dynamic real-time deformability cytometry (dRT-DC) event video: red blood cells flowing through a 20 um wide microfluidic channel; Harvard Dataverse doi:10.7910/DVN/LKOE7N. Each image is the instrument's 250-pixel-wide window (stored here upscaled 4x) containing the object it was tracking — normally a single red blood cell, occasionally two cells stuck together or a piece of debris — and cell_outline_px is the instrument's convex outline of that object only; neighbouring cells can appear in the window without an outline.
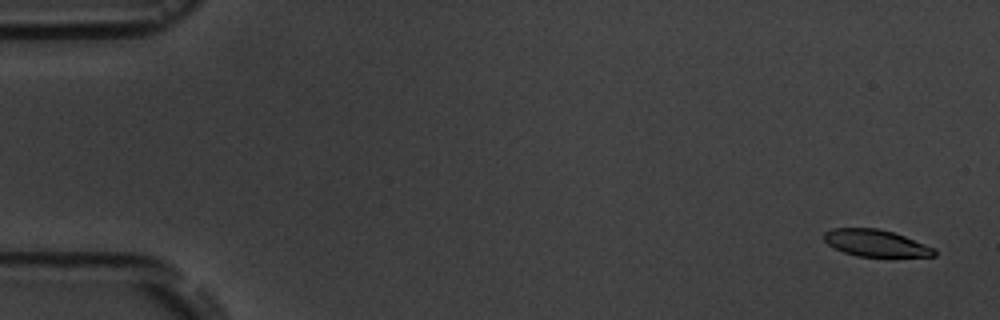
{"species": "common noctule bat (a hibernating species)", "species_latin": "Nyctalus noctula", "temperature_condition": "room temperature", "stored_images_in_passage": 5, "camera_frame_rate_fps": 3000, "um_per_image_px": 0.085, "animal": {"sex": "male", "body_mass_g": 19.5, "forearm_length_mm": 54.6}, "frame": {"image": 1, "passage_image": 1, "time_ms": 0.0, "image_size_px": [1000, 320], "cell_outline_px": [[936, 256], [856, 256], [844, 252], [828, 244], [824, 240], [824, 232], [832, 228], [876, 228], [892, 232], [904, 236], [936, 248]], "centroid_in_image_um": [74.44, 20.66], "position_along_channel_um": 10.6, "area_um2": 17.05}}
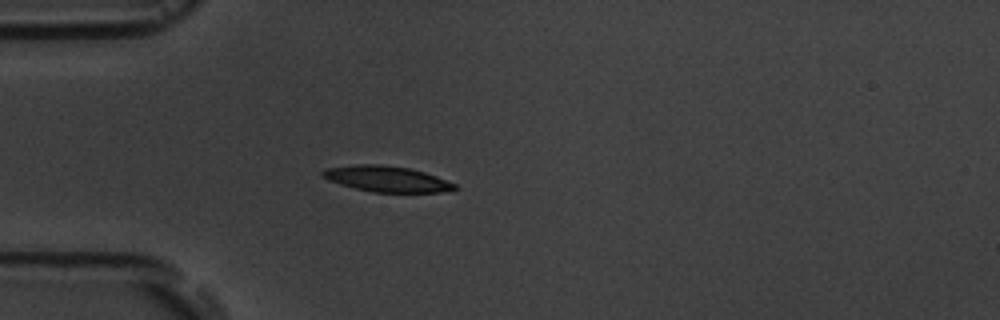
{"frame": {"image": 2, "passage_image": 5, "time_ms": 4.667, "image_size_px": [1000, 320], "cell_outline_px": [[460, 188], [440, 192], [372, 192], [340, 184], [328, 180], [320, 176], [320, 172], [328, 168], [356, 164], [380, 164], [408, 168], [424, 172], [436, 176], [456, 184]], "centroid_in_image_um": [32.86, 15.2], "position_along_channel_um": 52.1, "area_um2": 19.77}}